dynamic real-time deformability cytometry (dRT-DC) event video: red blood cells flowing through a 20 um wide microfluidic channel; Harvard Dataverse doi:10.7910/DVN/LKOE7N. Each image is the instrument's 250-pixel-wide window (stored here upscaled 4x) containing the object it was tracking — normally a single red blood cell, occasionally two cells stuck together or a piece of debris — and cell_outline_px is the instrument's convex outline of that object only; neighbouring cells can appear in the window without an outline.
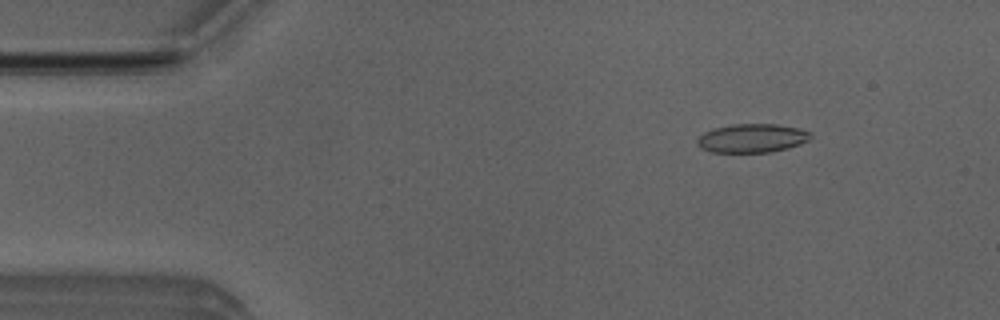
{"species": "Egyptian fruit bat (a non-hibernating species)", "species_latin": "Rousettus aegyptiacus", "temperature_condition": "room temperature", "stored_images_in_passage": 51, "camera_frame_rate_fps": 3000, "um_per_image_px": 0.085, "animal": {"sex": "male"}, "frame": {"image": 1, "passage_image": 7, "time_ms": 2.0, "image_size_px": [1000, 320], "cell_outline_px": [[812, 136], [808, 140], [800, 144], [788, 148], [772, 152], [712, 152], [700, 148], [696, 144], [696, 140], [704, 132], [712, 128], [732, 124], [776, 124], [800, 128], [808, 132]], "centroid_in_image_um": [63.89, 11.74], "position_along_channel_um": 21.1, "area_um2": 19.07}}
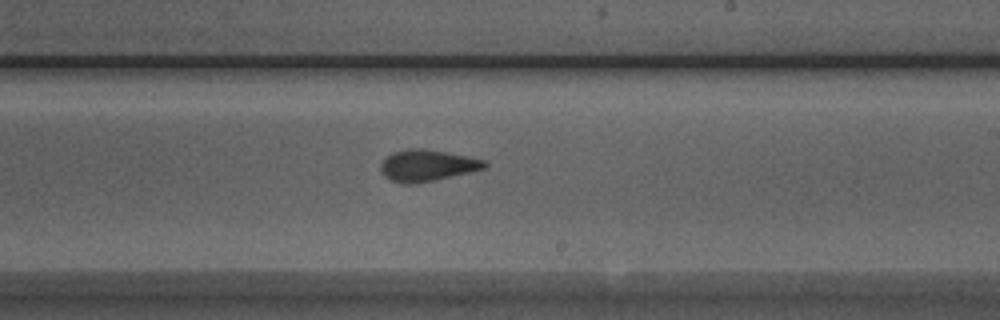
{"frame": {"image": 2, "passage_image": 30, "time_ms": 9.667, "image_size_px": [1000, 320], "cell_outline_px": [[488, 164], [484, 168], [472, 172], [436, 180], [416, 184], [404, 184], [392, 180], [384, 176], [380, 172], [380, 164], [392, 152], [408, 148], [424, 148], [484, 160]], "centroid_in_image_um": [36.28, 14.08], "position_along_channel_um": 252.7, "area_um2": 19.07}}
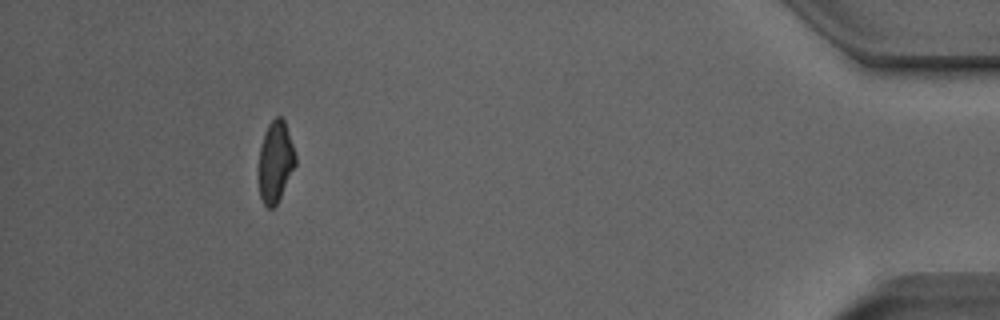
{"frame": {"image": 3, "passage_image": 47, "time_ms": 15.333, "image_size_px": [1000, 320], "cell_outline_px": [[296, 164], [276, 204], [272, 208], [268, 208], [264, 204], [260, 196], [260, 148], [264, 132], [268, 124], [276, 116], [280, 116], [284, 120], [296, 156]], "centroid_in_image_um": [23.42, 13.71], "position_along_channel_um": 411.8, "area_um2": 16.88}, "authors_computed_cell_mechanics": {"area_um2": 18.9006, "velocity_mm_per_s": 4.0001, "shape_relaxation_time_tau1_ms": 7.0358, "shape_relaxation_time_tau2_ms": 1.5229, "deformation_change_tau1": 0.1665, "deformation_change_tau2": 0.0843}}